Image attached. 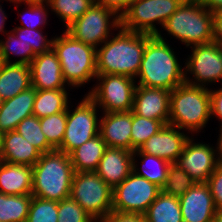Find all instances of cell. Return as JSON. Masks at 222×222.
Here are the masks:
<instances>
[{
    "label": "cell",
    "mask_w": 222,
    "mask_h": 222,
    "mask_svg": "<svg viewBox=\"0 0 222 222\" xmlns=\"http://www.w3.org/2000/svg\"><path fill=\"white\" fill-rule=\"evenodd\" d=\"M161 35L146 34L138 85L172 91L185 83V69L181 68L173 48Z\"/></svg>",
    "instance_id": "1"
},
{
    "label": "cell",
    "mask_w": 222,
    "mask_h": 222,
    "mask_svg": "<svg viewBox=\"0 0 222 222\" xmlns=\"http://www.w3.org/2000/svg\"><path fill=\"white\" fill-rule=\"evenodd\" d=\"M146 34L119 28L114 38H108L101 48H96L97 75H124L136 79L143 52Z\"/></svg>",
    "instance_id": "2"
},
{
    "label": "cell",
    "mask_w": 222,
    "mask_h": 222,
    "mask_svg": "<svg viewBox=\"0 0 222 222\" xmlns=\"http://www.w3.org/2000/svg\"><path fill=\"white\" fill-rule=\"evenodd\" d=\"M70 156L54 150L41 154L32 167V196L61 201L70 197L74 176Z\"/></svg>",
    "instance_id": "3"
},
{
    "label": "cell",
    "mask_w": 222,
    "mask_h": 222,
    "mask_svg": "<svg viewBox=\"0 0 222 222\" xmlns=\"http://www.w3.org/2000/svg\"><path fill=\"white\" fill-rule=\"evenodd\" d=\"M209 118L210 89L184 83L171 91L168 124L197 133L205 127Z\"/></svg>",
    "instance_id": "4"
},
{
    "label": "cell",
    "mask_w": 222,
    "mask_h": 222,
    "mask_svg": "<svg viewBox=\"0 0 222 222\" xmlns=\"http://www.w3.org/2000/svg\"><path fill=\"white\" fill-rule=\"evenodd\" d=\"M162 28L187 47L210 43L213 42V13L198 0H184Z\"/></svg>",
    "instance_id": "5"
},
{
    "label": "cell",
    "mask_w": 222,
    "mask_h": 222,
    "mask_svg": "<svg viewBox=\"0 0 222 222\" xmlns=\"http://www.w3.org/2000/svg\"><path fill=\"white\" fill-rule=\"evenodd\" d=\"M52 48L68 86L80 87L97 76L96 48L75 40L66 31L53 39Z\"/></svg>",
    "instance_id": "6"
},
{
    "label": "cell",
    "mask_w": 222,
    "mask_h": 222,
    "mask_svg": "<svg viewBox=\"0 0 222 222\" xmlns=\"http://www.w3.org/2000/svg\"><path fill=\"white\" fill-rule=\"evenodd\" d=\"M113 189L96 172H75L70 197L96 222L113 211Z\"/></svg>",
    "instance_id": "7"
},
{
    "label": "cell",
    "mask_w": 222,
    "mask_h": 222,
    "mask_svg": "<svg viewBox=\"0 0 222 222\" xmlns=\"http://www.w3.org/2000/svg\"><path fill=\"white\" fill-rule=\"evenodd\" d=\"M184 0H135L121 16V27L137 33L158 35L155 22L162 27Z\"/></svg>",
    "instance_id": "8"
},
{
    "label": "cell",
    "mask_w": 222,
    "mask_h": 222,
    "mask_svg": "<svg viewBox=\"0 0 222 222\" xmlns=\"http://www.w3.org/2000/svg\"><path fill=\"white\" fill-rule=\"evenodd\" d=\"M113 18L112 21L109 19ZM110 22V23H109ZM121 27L120 17L111 9L93 3L77 20L66 28V32L75 40L98 48L108 37L110 30Z\"/></svg>",
    "instance_id": "9"
},
{
    "label": "cell",
    "mask_w": 222,
    "mask_h": 222,
    "mask_svg": "<svg viewBox=\"0 0 222 222\" xmlns=\"http://www.w3.org/2000/svg\"><path fill=\"white\" fill-rule=\"evenodd\" d=\"M99 80L87 94L103 113L129 112L133 109L136 81L124 75H97Z\"/></svg>",
    "instance_id": "10"
},
{
    "label": "cell",
    "mask_w": 222,
    "mask_h": 222,
    "mask_svg": "<svg viewBox=\"0 0 222 222\" xmlns=\"http://www.w3.org/2000/svg\"><path fill=\"white\" fill-rule=\"evenodd\" d=\"M162 188L134 172L113 188V211L144 215Z\"/></svg>",
    "instance_id": "11"
},
{
    "label": "cell",
    "mask_w": 222,
    "mask_h": 222,
    "mask_svg": "<svg viewBox=\"0 0 222 222\" xmlns=\"http://www.w3.org/2000/svg\"><path fill=\"white\" fill-rule=\"evenodd\" d=\"M97 108V104L87 94L73 111L67 108L65 135L56 150L69 155L74 149L99 135Z\"/></svg>",
    "instance_id": "12"
},
{
    "label": "cell",
    "mask_w": 222,
    "mask_h": 222,
    "mask_svg": "<svg viewBox=\"0 0 222 222\" xmlns=\"http://www.w3.org/2000/svg\"><path fill=\"white\" fill-rule=\"evenodd\" d=\"M191 49L192 54L184 68L185 83L205 87L206 83L219 82L222 79V46L213 41L192 46ZM187 72L194 76V81L187 77Z\"/></svg>",
    "instance_id": "13"
},
{
    "label": "cell",
    "mask_w": 222,
    "mask_h": 222,
    "mask_svg": "<svg viewBox=\"0 0 222 222\" xmlns=\"http://www.w3.org/2000/svg\"><path fill=\"white\" fill-rule=\"evenodd\" d=\"M189 138L176 164L197 182H207L218 166L216 150L208 144L195 143Z\"/></svg>",
    "instance_id": "14"
},
{
    "label": "cell",
    "mask_w": 222,
    "mask_h": 222,
    "mask_svg": "<svg viewBox=\"0 0 222 222\" xmlns=\"http://www.w3.org/2000/svg\"><path fill=\"white\" fill-rule=\"evenodd\" d=\"M189 138L184 132H180L179 128L166 124L133 153H146L176 163Z\"/></svg>",
    "instance_id": "15"
},
{
    "label": "cell",
    "mask_w": 222,
    "mask_h": 222,
    "mask_svg": "<svg viewBox=\"0 0 222 222\" xmlns=\"http://www.w3.org/2000/svg\"><path fill=\"white\" fill-rule=\"evenodd\" d=\"M183 222H212L217 209L206 182H197L179 197Z\"/></svg>",
    "instance_id": "16"
},
{
    "label": "cell",
    "mask_w": 222,
    "mask_h": 222,
    "mask_svg": "<svg viewBox=\"0 0 222 222\" xmlns=\"http://www.w3.org/2000/svg\"><path fill=\"white\" fill-rule=\"evenodd\" d=\"M171 91L162 88L136 86L132 111L147 119L160 120L165 125L170 118Z\"/></svg>",
    "instance_id": "17"
},
{
    "label": "cell",
    "mask_w": 222,
    "mask_h": 222,
    "mask_svg": "<svg viewBox=\"0 0 222 222\" xmlns=\"http://www.w3.org/2000/svg\"><path fill=\"white\" fill-rule=\"evenodd\" d=\"M29 66L31 86L36 90L66 89L61 64L53 48L37 55Z\"/></svg>",
    "instance_id": "18"
},
{
    "label": "cell",
    "mask_w": 222,
    "mask_h": 222,
    "mask_svg": "<svg viewBox=\"0 0 222 222\" xmlns=\"http://www.w3.org/2000/svg\"><path fill=\"white\" fill-rule=\"evenodd\" d=\"M133 152L115 147H107L96 173L113 189L132 172Z\"/></svg>",
    "instance_id": "19"
},
{
    "label": "cell",
    "mask_w": 222,
    "mask_h": 222,
    "mask_svg": "<svg viewBox=\"0 0 222 222\" xmlns=\"http://www.w3.org/2000/svg\"><path fill=\"white\" fill-rule=\"evenodd\" d=\"M99 134L107 147L131 151L132 111L103 113Z\"/></svg>",
    "instance_id": "20"
},
{
    "label": "cell",
    "mask_w": 222,
    "mask_h": 222,
    "mask_svg": "<svg viewBox=\"0 0 222 222\" xmlns=\"http://www.w3.org/2000/svg\"><path fill=\"white\" fill-rule=\"evenodd\" d=\"M36 89H29L20 92L11 99L2 101L0 107V133L13 131L24 118L33 115Z\"/></svg>",
    "instance_id": "21"
},
{
    "label": "cell",
    "mask_w": 222,
    "mask_h": 222,
    "mask_svg": "<svg viewBox=\"0 0 222 222\" xmlns=\"http://www.w3.org/2000/svg\"><path fill=\"white\" fill-rule=\"evenodd\" d=\"M41 153L16 130L2 134L0 160L34 166Z\"/></svg>",
    "instance_id": "22"
},
{
    "label": "cell",
    "mask_w": 222,
    "mask_h": 222,
    "mask_svg": "<svg viewBox=\"0 0 222 222\" xmlns=\"http://www.w3.org/2000/svg\"><path fill=\"white\" fill-rule=\"evenodd\" d=\"M0 193L7 195L32 194V166L0 160Z\"/></svg>",
    "instance_id": "23"
},
{
    "label": "cell",
    "mask_w": 222,
    "mask_h": 222,
    "mask_svg": "<svg viewBox=\"0 0 222 222\" xmlns=\"http://www.w3.org/2000/svg\"><path fill=\"white\" fill-rule=\"evenodd\" d=\"M31 87L30 66L4 63L0 70V97L2 101L13 98Z\"/></svg>",
    "instance_id": "24"
},
{
    "label": "cell",
    "mask_w": 222,
    "mask_h": 222,
    "mask_svg": "<svg viewBox=\"0 0 222 222\" xmlns=\"http://www.w3.org/2000/svg\"><path fill=\"white\" fill-rule=\"evenodd\" d=\"M106 148V142L99 134L74 149L69 154L74 171L95 172Z\"/></svg>",
    "instance_id": "25"
},
{
    "label": "cell",
    "mask_w": 222,
    "mask_h": 222,
    "mask_svg": "<svg viewBox=\"0 0 222 222\" xmlns=\"http://www.w3.org/2000/svg\"><path fill=\"white\" fill-rule=\"evenodd\" d=\"M68 95L66 89L36 90L33 115L40 119L67 111Z\"/></svg>",
    "instance_id": "26"
},
{
    "label": "cell",
    "mask_w": 222,
    "mask_h": 222,
    "mask_svg": "<svg viewBox=\"0 0 222 222\" xmlns=\"http://www.w3.org/2000/svg\"><path fill=\"white\" fill-rule=\"evenodd\" d=\"M147 222H183L179 197L161 192L144 214Z\"/></svg>",
    "instance_id": "27"
},
{
    "label": "cell",
    "mask_w": 222,
    "mask_h": 222,
    "mask_svg": "<svg viewBox=\"0 0 222 222\" xmlns=\"http://www.w3.org/2000/svg\"><path fill=\"white\" fill-rule=\"evenodd\" d=\"M138 155L139 157L143 158L141 160V169L137 168V164H135V157ZM170 164V162L165 159L159 158L158 156L149 155L146 153H133L132 172H134L138 176L146 178L149 182H152L162 188L166 182L168 168Z\"/></svg>",
    "instance_id": "28"
},
{
    "label": "cell",
    "mask_w": 222,
    "mask_h": 222,
    "mask_svg": "<svg viewBox=\"0 0 222 222\" xmlns=\"http://www.w3.org/2000/svg\"><path fill=\"white\" fill-rule=\"evenodd\" d=\"M32 195L0 193V222H26Z\"/></svg>",
    "instance_id": "29"
},
{
    "label": "cell",
    "mask_w": 222,
    "mask_h": 222,
    "mask_svg": "<svg viewBox=\"0 0 222 222\" xmlns=\"http://www.w3.org/2000/svg\"><path fill=\"white\" fill-rule=\"evenodd\" d=\"M41 154L56 150L48 141L41 130L40 119L37 116L24 118L15 129Z\"/></svg>",
    "instance_id": "30"
},
{
    "label": "cell",
    "mask_w": 222,
    "mask_h": 222,
    "mask_svg": "<svg viewBox=\"0 0 222 222\" xmlns=\"http://www.w3.org/2000/svg\"><path fill=\"white\" fill-rule=\"evenodd\" d=\"M6 35L8 36L7 40H0V53L4 63H12L10 55L15 54L16 56H21V58L13 61V63L29 65L37 56L32 47L28 46L21 38H17L12 30Z\"/></svg>",
    "instance_id": "31"
},
{
    "label": "cell",
    "mask_w": 222,
    "mask_h": 222,
    "mask_svg": "<svg viewBox=\"0 0 222 222\" xmlns=\"http://www.w3.org/2000/svg\"><path fill=\"white\" fill-rule=\"evenodd\" d=\"M95 0H48V5L57 14L66 28L80 18Z\"/></svg>",
    "instance_id": "32"
},
{
    "label": "cell",
    "mask_w": 222,
    "mask_h": 222,
    "mask_svg": "<svg viewBox=\"0 0 222 222\" xmlns=\"http://www.w3.org/2000/svg\"><path fill=\"white\" fill-rule=\"evenodd\" d=\"M164 125L160 120L147 119L132 111L131 152L139 149L148 138L158 133Z\"/></svg>",
    "instance_id": "33"
},
{
    "label": "cell",
    "mask_w": 222,
    "mask_h": 222,
    "mask_svg": "<svg viewBox=\"0 0 222 222\" xmlns=\"http://www.w3.org/2000/svg\"><path fill=\"white\" fill-rule=\"evenodd\" d=\"M196 183L197 181L190 177L178 164L171 163L162 192L170 196L180 197Z\"/></svg>",
    "instance_id": "34"
},
{
    "label": "cell",
    "mask_w": 222,
    "mask_h": 222,
    "mask_svg": "<svg viewBox=\"0 0 222 222\" xmlns=\"http://www.w3.org/2000/svg\"><path fill=\"white\" fill-rule=\"evenodd\" d=\"M66 123L67 111L40 118L41 130L55 149L62 144Z\"/></svg>",
    "instance_id": "35"
},
{
    "label": "cell",
    "mask_w": 222,
    "mask_h": 222,
    "mask_svg": "<svg viewBox=\"0 0 222 222\" xmlns=\"http://www.w3.org/2000/svg\"><path fill=\"white\" fill-rule=\"evenodd\" d=\"M58 201L32 196L26 222H57Z\"/></svg>",
    "instance_id": "36"
},
{
    "label": "cell",
    "mask_w": 222,
    "mask_h": 222,
    "mask_svg": "<svg viewBox=\"0 0 222 222\" xmlns=\"http://www.w3.org/2000/svg\"><path fill=\"white\" fill-rule=\"evenodd\" d=\"M57 222H96L75 200L71 197L58 201Z\"/></svg>",
    "instance_id": "37"
},
{
    "label": "cell",
    "mask_w": 222,
    "mask_h": 222,
    "mask_svg": "<svg viewBox=\"0 0 222 222\" xmlns=\"http://www.w3.org/2000/svg\"><path fill=\"white\" fill-rule=\"evenodd\" d=\"M41 29L42 28H40L39 31L16 26V28H13L12 31L15 33L17 38H21L28 46H31L36 55H39L50 50L53 42V39L48 40L45 38L46 36H43Z\"/></svg>",
    "instance_id": "38"
},
{
    "label": "cell",
    "mask_w": 222,
    "mask_h": 222,
    "mask_svg": "<svg viewBox=\"0 0 222 222\" xmlns=\"http://www.w3.org/2000/svg\"><path fill=\"white\" fill-rule=\"evenodd\" d=\"M46 4V5H45ZM36 3V4H26L28 6V11L23 14V26H19V27H24L27 29H35V30H39L40 25H46L47 24V10L45 9V6H49L48 2L46 3Z\"/></svg>",
    "instance_id": "39"
},
{
    "label": "cell",
    "mask_w": 222,
    "mask_h": 222,
    "mask_svg": "<svg viewBox=\"0 0 222 222\" xmlns=\"http://www.w3.org/2000/svg\"><path fill=\"white\" fill-rule=\"evenodd\" d=\"M211 195L217 210H222V165L218 164L208 181Z\"/></svg>",
    "instance_id": "40"
},
{
    "label": "cell",
    "mask_w": 222,
    "mask_h": 222,
    "mask_svg": "<svg viewBox=\"0 0 222 222\" xmlns=\"http://www.w3.org/2000/svg\"><path fill=\"white\" fill-rule=\"evenodd\" d=\"M98 222H147L144 215L131 214V213H119L111 211L106 217Z\"/></svg>",
    "instance_id": "41"
},
{
    "label": "cell",
    "mask_w": 222,
    "mask_h": 222,
    "mask_svg": "<svg viewBox=\"0 0 222 222\" xmlns=\"http://www.w3.org/2000/svg\"><path fill=\"white\" fill-rule=\"evenodd\" d=\"M135 0H95L105 8L113 10L120 18Z\"/></svg>",
    "instance_id": "42"
},
{
    "label": "cell",
    "mask_w": 222,
    "mask_h": 222,
    "mask_svg": "<svg viewBox=\"0 0 222 222\" xmlns=\"http://www.w3.org/2000/svg\"><path fill=\"white\" fill-rule=\"evenodd\" d=\"M210 108H211V117L213 115L220 119L222 124V87L218 90L210 89ZM222 128V125H221Z\"/></svg>",
    "instance_id": "43"
},
{
    "label": "cell",
    "mask_w": 222,
    "mask_h": 222,
    "mask_svg": "<svg viewBox=\"0 0 222 222\" xmlns=\"http://www.w3.org/2000/svg\"><path fill=\"white\" fill-rule=\"evenodd\" d=\"M213 41L222 46V10L213 12Z\"/></svg>",
    "instance_id": "44"
},
{
    "label": "cell",
    "mask_w": 222,
    "mask_h": 222,
    "mask_svg": "<svg viewBox=\"0 0 222 222\" xmlns=\"http://www.w3.org/2000/svg\"><path fill=\"white\" fill-rule=\"evenodd\" d=\"M198 1L212 13L222 10V0H198Z\"/></svg>",
    "instance_id": "45"
},
{
    "label": "cell",
    "mask_w": 222,
    "mask_h": 222,
    "mask_svg": "<svg viewBox=\"0 0 222 222\" xmlns=\"http://www.w3.org/2000/svg\"><path fill=\"white\" fill-rule=\"evenodd\" d=\"M216 154L217 155V160H218V164H221L222 165V128H220V134H219V139H218V142H217V148H216Z\"/></svg>",
    "instance_id": "46"
},
{
    "label": "cell",
    "mask_w": 222,
    "mask_h": 222,
    "mask_svg": "<svg viewBox=\"0 0 222 222\" xmlns=\"http://www.w3.org/2000/svg\"><path fill=\"white\" fill-rule=\"evenodd\" d=\"M5 11H3L2 9V6L0 5V32H3V34L5 33L4 32V25H5V22H6V14L4 13Z\"/></svg>",
    "instance_id": "47"
},
{
    "label": "cell",
    "mask_w": 222,
    "mask_h": 222,
    "mask_svg": "<svg viewBox=\"0 0 222 222\" xmlns=\"http://www.w3.org/2000/svg\"><path fill=\"white\" fill-rule=\"evenodd\" d=\"M22 2H24L25 4H28V3L36 4V3H46V2H48V0H15L14 3L20 4Z\"/></svg>",
    "instance_id": "48"
},
{
    "label": "cell",
    "mask_w": 222,
    "mask_h": 222,
    "mask_svg": "<svg viewBox=\"0 0 222 222\" xmlns=\"http://www.w3.org/2000/svg\"><path fill=\"white\" fill-rule=\"evenodd\" d=\"M212 222H222V210H217Z\"/></svg>",
    "instance_id": "49"
},
{
    "label": "cell",
    "mask_w": 222,
    "mask_h": 222,
    "mask_svg": "<svg viewBox=\"0 0 222 222\" xmlns=\"http://www.w3.org/2000/svg\"><path fill=\"white\" fill-rule=\"evenodd\" d=\"M3 64H4V61H3L2 55L0 53V70H1V67H2Z\"/></svg>",
    "instance_id": "50"
},
{
    "label": "cell",
    "mask_w": 222,
    "mask_h": 222,
    "mask_svg": "<svg viewBox=\"0 0 222 222\" xmlns=\"http://www.w3.org/2000/svg\"><path fill=\"white\" fill-rule=\"evenodd\" d=\"M1 140H2V134L0 133V151H1Z\"/></svg>",
    "instance_id": "51"
},
{
    "label": "cell",
    "mask_w": 222,
    "mask_h": 222,
    "mask_svg": "<svg viewBox=\"0 0 222 222\" xmlns=\"http://www.w3.org/2000/svg\"><path fill=\"white\" fill-rule=\"evenodd\" d=\"M0 1H1V0H0ZM6 1H10V2H12V3L15 2V0H6Z\"/></svg>",
    "instance_id": "52"
}]
</instances>
